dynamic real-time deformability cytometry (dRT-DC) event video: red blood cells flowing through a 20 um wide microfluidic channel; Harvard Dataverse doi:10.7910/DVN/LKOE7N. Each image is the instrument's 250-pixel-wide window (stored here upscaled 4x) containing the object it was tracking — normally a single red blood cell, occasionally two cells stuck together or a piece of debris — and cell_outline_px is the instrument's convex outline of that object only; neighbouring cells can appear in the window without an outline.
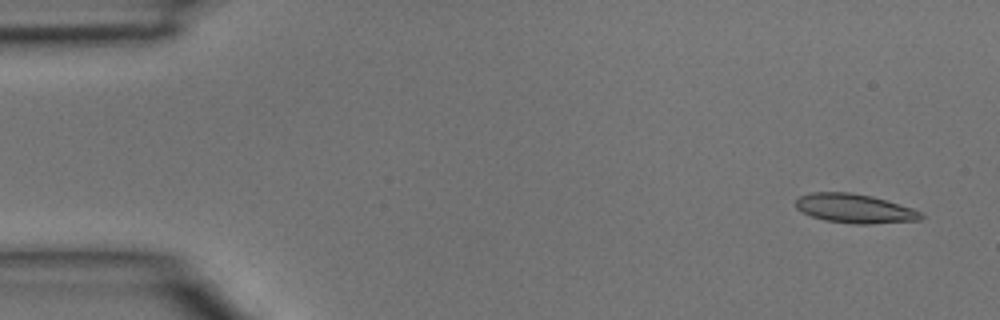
{"species": "common noctule bat (a hibernating species)", "species_latin": "Nyctalus noctula", "temperature_condition": "room temperature", "stored_images_in_passage": 3, "camera_frame_rate_fps": 3000, "um_per_image_px": 0.085, "animal": {"sex": "male", "body_mass_g": 15.6}, "frame": {"image": 1, "passage_image": 1, "time_ms": 0.0, "image_size_px": [1000, 320], "cell_outline_px": [[924, 216], [920, 220], [872, 224], [852, 224], [824, 220], [812, 216], [796, 208], [796, 200], [800, 196], [812, 192], [852, 192], [872, 196], [912, 208], [920, 212]], "centroid_in_image_um": [72.65, 17.72], "position_along_channel_um": 12.4, "area_um2": 21.21}}